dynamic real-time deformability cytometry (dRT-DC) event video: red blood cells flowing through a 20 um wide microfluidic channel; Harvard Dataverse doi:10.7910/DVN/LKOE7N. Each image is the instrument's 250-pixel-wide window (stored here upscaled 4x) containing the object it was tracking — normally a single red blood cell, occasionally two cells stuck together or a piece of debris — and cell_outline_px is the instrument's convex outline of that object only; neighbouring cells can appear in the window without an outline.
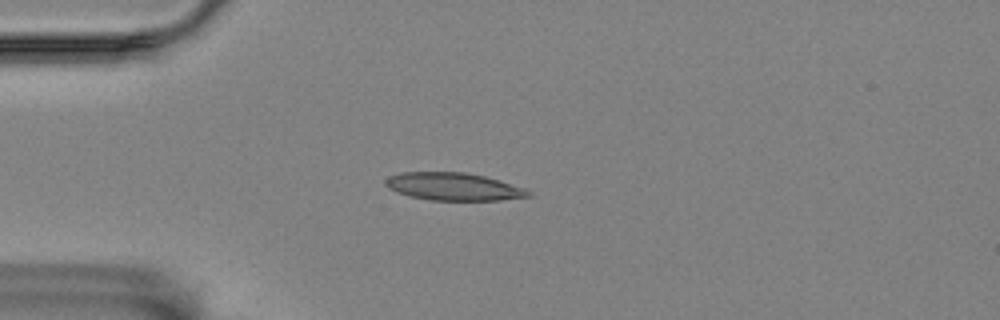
{"species": "Egyptian fruit bat (a non-hibernating species)", "species_latin": "Rousettus aegyptiacus", "temperature_condition": "room temperature", "stored_images_in_passage": 10, "camera_frame_rate_fps": 3000, "um_per_image_px": 0.085, "animal": {"sex": "female"}, "frame": {"image": 1, "passage_image": 1, "time_ms": 0.0, "image_size_px": [1000, 320], "cell_outline_px": [[532, 196], [500, 200], [428, 200], [396, 192], [388, 188], [384, 184], [384, 180], [388, 176], [400, 172], [464, 172], [484, 176], [524, 188], [532, 192]], "centroid_in_image_um": [38.51, 15.86], "position_along_channel_um": 46.5, "area_um2": 23.0}}
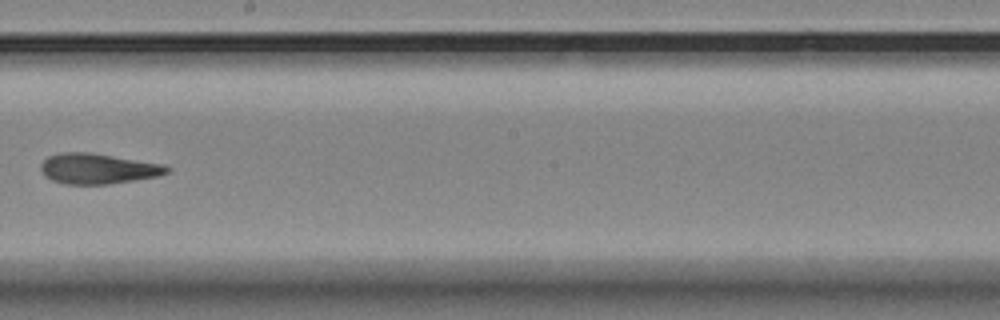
{"frame": {"image": 2, "passage_image": 6, "time_ms": 6.0, "image_size_px": [1000, 320], "cell_outline_px": [[172, 168], [168, 172], [160, 176], [136, 180], [108, 184], [64, 184], [52, 180], [44, 176], [40, 168], [40, 164], [48, 156], [60, 152], [88, 152], [164, 164]], "centroid_in_image_um": [8.32, 14.34], "position_along_channel_um": 239.9, "area_um2": 22.48}}
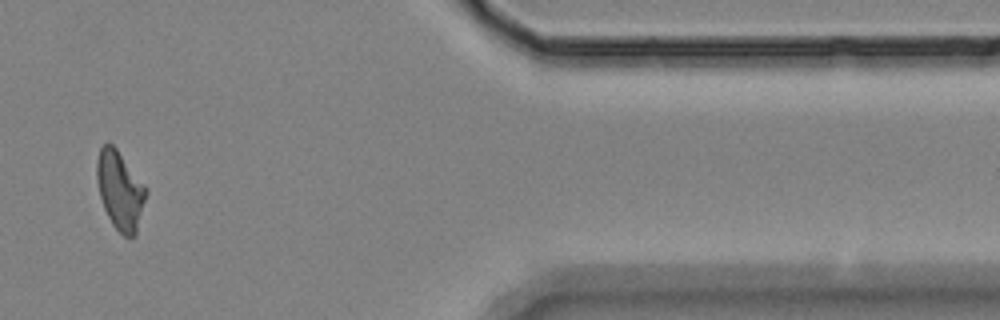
{"frame": {"image": 3, "passage_image": 10, "time_ms": 11.667, "image_size_px": [1000, 320], "cell_outline_px": [[148, 192], [136, 236], [124, 236], [112, 224], [104, 208], [100, 196], [96, 180], [96, 160], [100, 148], [108, 140], [116, 148], [148, 188]], "centroid_in_image_um": [10.21, 16.16], "position_along_channel_um": 401.2, "area_um2": 22.77}, "authors_computed_cell_mechanics": {"area_um2": 22.3975, "velocity_mm_per_s": 3.5019, "shape_relaxation_time_tau1_ms": 10.9753, "shape_relaxation_time_tau2_ms": 2.8038, "deformation_change_tau1": 0.2383, "deformation_change_tau2": 0.1213}}